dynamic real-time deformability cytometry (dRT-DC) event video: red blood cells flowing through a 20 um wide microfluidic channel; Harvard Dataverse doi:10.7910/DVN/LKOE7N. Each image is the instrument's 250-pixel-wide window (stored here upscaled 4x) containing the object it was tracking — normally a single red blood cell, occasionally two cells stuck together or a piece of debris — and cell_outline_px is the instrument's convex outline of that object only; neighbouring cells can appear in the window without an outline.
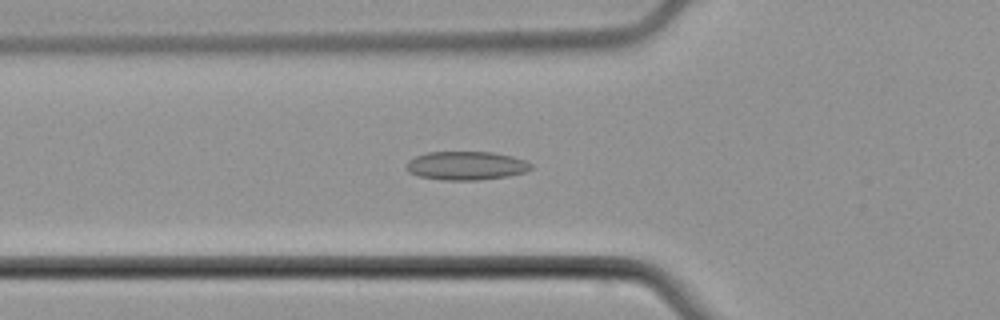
{"species": "common noctule bat (a hibernating species)", "species_latin": "Nyctalus noctula", "temperature_condition": "cold", "stored_images_in_passage": 45, "camera_frame_rate_fps": 3000, "um_per_image_px": 0.085, "animal": {"sex": "male", "body_mass_g": 21.5, "forearm_length_mm": 52.0}, "frame": {"image": 1, "passage_image": 14, "time_ms": 4.333, "image_size_px": [1000, 320], "cell_outline_px": [[532, 168], [524, 172], [508, 176], [480, 180], [444, 180], [420, 176], [408, 172], [404, 168], [408, 160], [416, 156], [428, 152], [492, 152], [512, 156], [524, 160], [532, 164]], "centroid_in_image_um": [39.6, 14.08], "position_along_channel_um": 86.2, "area_um2": 20.81}}
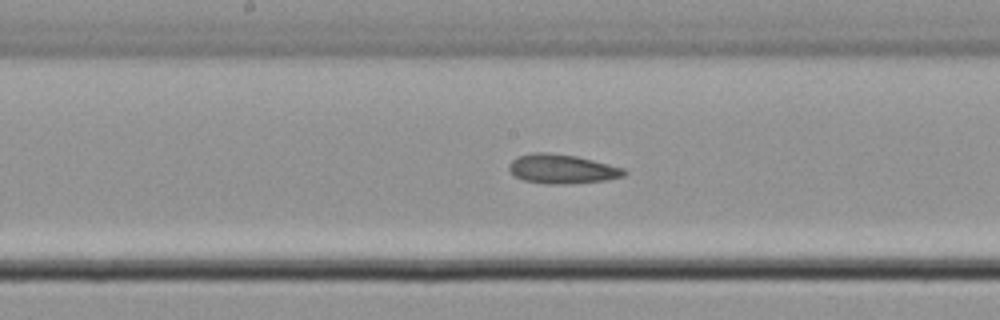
{"frame": {"image": 2, "passage_image": 23, "time_ms": 7.333, "image_size_px": [1000, 320], "cell_outline_px": [[628, 172], [624, 176], [608, 180], [564, 184], [548, 184], [524, 180], [516, 176], [508, 168], [508, 164], [516, 156], [532, 152], [548, 152], [576, 156], [624, 168]], "centroid_in_image_um": [47.77, 14.35], "position_along_channel_um": 200.4, "area_um2": 19.65}}
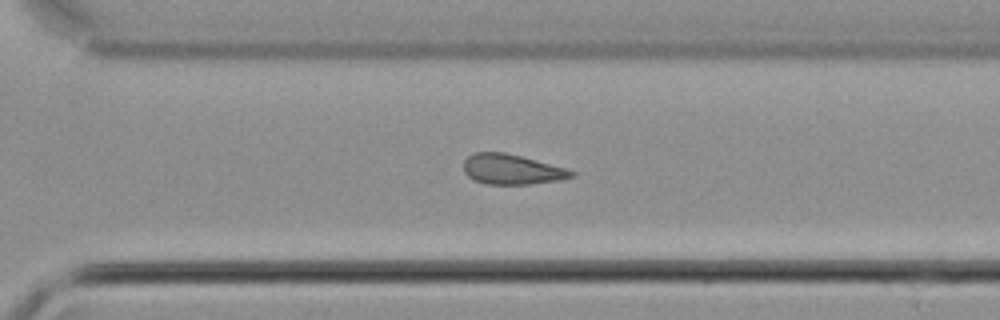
{"frame": {"image": 3, "passage_image": 33, "time_ms": 10.667, "image_size_px": [1000, 320], "cell_outline_px": [[576, 176], [560, 180], [528, 184], [484, 184], [472, 180], [464, 172], [464, 160], [472, 152], [504, 152], [520, 156], [564, 168], [576, 172]], "centroid_in_image_um": [43.46, 14.4], "position_along_channel_um": 327.1, "area_um2": 18.9}, "authors_computed_cell_mechanics": {"area_um2": 19.8254, "velocity_mm_per_s": 3.7983, "shape_relaxation_time_tau1_ms": null, "shape_relaxation_time_tau2_ms": 5.3266, "deformation_change_tau1": null, "deformation_change_tau2": 0.1023}}